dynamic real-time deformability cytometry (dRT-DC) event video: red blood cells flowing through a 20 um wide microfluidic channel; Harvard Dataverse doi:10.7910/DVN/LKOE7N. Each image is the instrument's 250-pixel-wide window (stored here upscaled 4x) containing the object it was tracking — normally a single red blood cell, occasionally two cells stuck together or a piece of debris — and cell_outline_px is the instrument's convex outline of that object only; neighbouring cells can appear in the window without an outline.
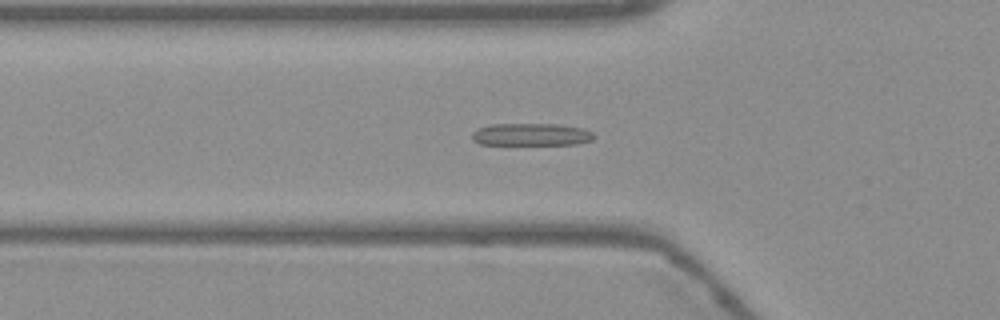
{"species": "Egyptian fruit bat (a non-hibernating species)", "species_latin": "Rousettus aegyptiacus", "temperature_condition": "warm", "stored_images_in_passage": 48, "camera_frame_rate_fps": 3000, "um_per_image_px": 0.085, "frame": {"image": 1, "passage_image": 13, "time_ms": 4.0, "image_size_px": [1000, 320], "cell_outline_px": [[596, 136], [592, 140], [576, 144], [480, 144], [472, 140], [472, 132], [480, 128], [492, 124], [556, 124], [584, 128], [592, 132]], "centroid_in_image_um": [45.18, 11.43], "position_along_channel_um": 80.6, "area_um2": 15.84}}
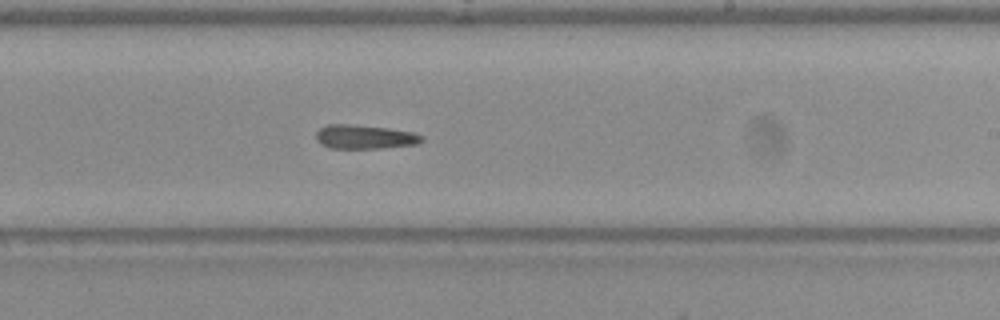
{"frame": {"image": 2, "passage_image": 27, "time_ms": 8.667, "image_size_px": [1000, 320], "cell_outline_px": [[424, 140], [420, 144], [380, 148], [328, 148], [320, 144], [316, 140], [316, 132], [320, 128], [328, 124], [352, 124], [388, 128], [412, 132], [424, 136]], "centroid_in_image_um": [31.0, 11.63], "position_along_channel_um": 258.0, "area_um2": 14.97}}
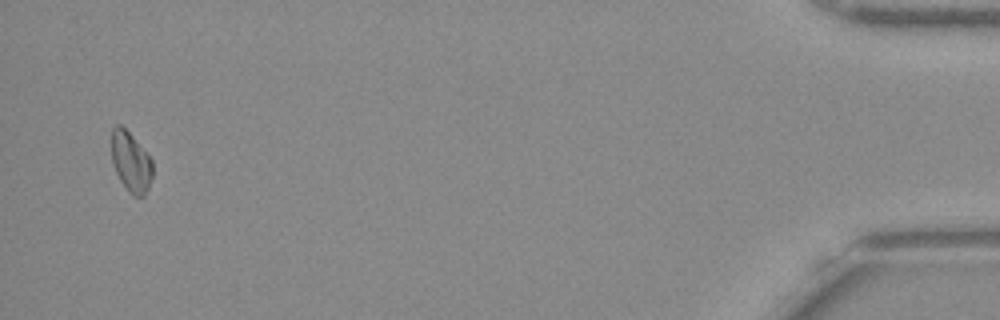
{"frame": {"image": 3, "passage_image": 47, "time_ms": 15.333, "image_size_px": [1000, 320], "cell_outline_px": [[152, 176], [148, 188], [144, 196], [132, 196], [128, 192], [120, 180], [112, 164], [112, 128], [116, 124], [120, 124], [132, 136], [152, 160]], "centroid_in_image_um": [11.11, 13.78], "position_along_channel_um": 424.1, "area_um2": 14.22}, "authors_computed_cell_mechanics": {"area_um2": 15.2881, "velocity_mm_per_s": 3.7862, "shape_relaxation_time_tau1_ms": 4.9639, "shape_relaxation_time_tau2_ms": 3.8542, "deformation_change_tau1": 0.1265, "deformation_change_tau2": 0.1141}}